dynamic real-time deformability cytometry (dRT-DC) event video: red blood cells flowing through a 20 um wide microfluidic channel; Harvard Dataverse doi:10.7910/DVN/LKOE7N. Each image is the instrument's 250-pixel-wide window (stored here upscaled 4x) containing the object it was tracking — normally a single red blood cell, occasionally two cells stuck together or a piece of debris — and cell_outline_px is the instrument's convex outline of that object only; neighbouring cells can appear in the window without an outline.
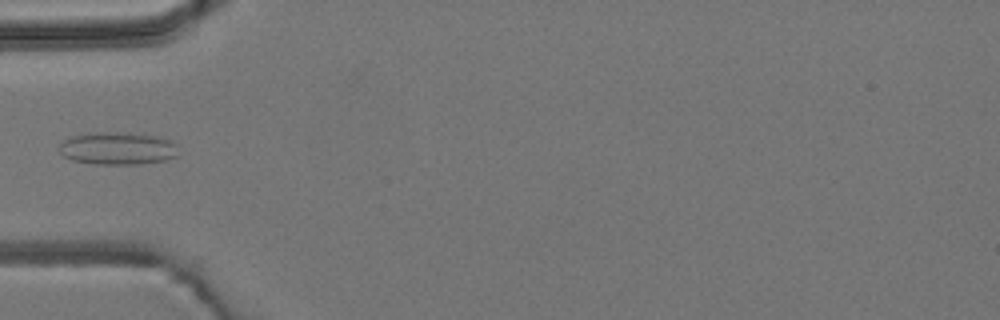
{"species": "common noctule bat (a hibernating species)", "species_latin": "Nyctalus noctula", "temperature_condition": "room temperature", "stored_images_in_passage": 4, "camera_frame_rate_fps": 3000, "um_per_image_px": 0.085, "animal": {"sex": "male", "body_mass_g": 19.2, "forearm_length_mm": 51.8}, "frame": {"image": 1, "passage_image": 4, "time_ms": 4.333, "image_size_px": [1000, 320], "cell_outline_px": [[176, 156], [164, 160], [140, 164], [96, 164], [72, 160], [64, 156], [60, 152], [60, 144], [64, 140], [72, 136], [96, 132], [128, 132], [160, 136], [172, 140], [176, 144]], "centroid_in_image_um": [10.02, 12.6], "position_along_channel_um": 75.0, "area_um2": 22.72}}